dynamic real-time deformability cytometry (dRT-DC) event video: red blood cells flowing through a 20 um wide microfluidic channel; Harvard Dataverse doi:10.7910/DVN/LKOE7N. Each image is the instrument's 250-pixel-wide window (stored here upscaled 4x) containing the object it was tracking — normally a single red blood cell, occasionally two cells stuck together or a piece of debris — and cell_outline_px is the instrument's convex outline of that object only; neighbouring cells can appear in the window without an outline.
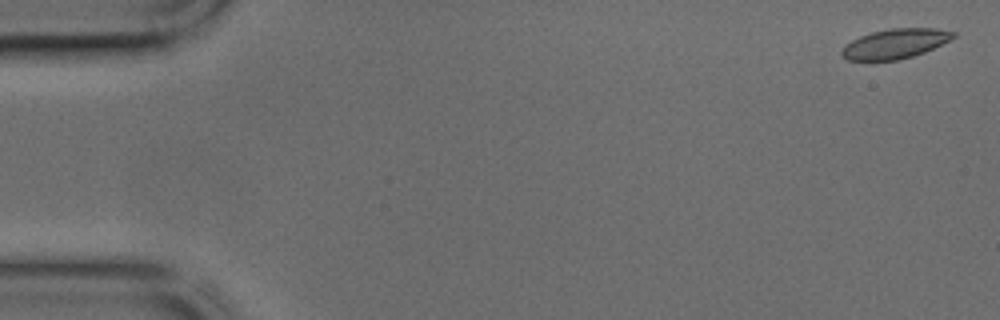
{"species": "common noctule bat (a hibernating species)", "species_latin": "Nyctalus noctula", "temperature_condition": "cold", "stored_images_in_passage": 44, "camera_frame_rate_fps": 3000, "um_per_image_px": 0.085, "animal": {"sex": "male", "body_mass_g": 17.9, "forearm_length_mm": 54.2}, "frame": {"image": 1, "passage_image": 1, "time_ms": 0.0, "image_size_px": [1000, 320], "cell_outline_px": [[956, 36], [952, 40], [924, 52], [912, 56], [896, 60], [848, 60], [840, 52], [844, 44], [860, 36], [872, 32], [892, 28], [936, 28], [956, 32]], "centroid_in_image_um": [76.11, 3.7], "position_along_channel_um": 8.9, "area_um2": 19.31}}
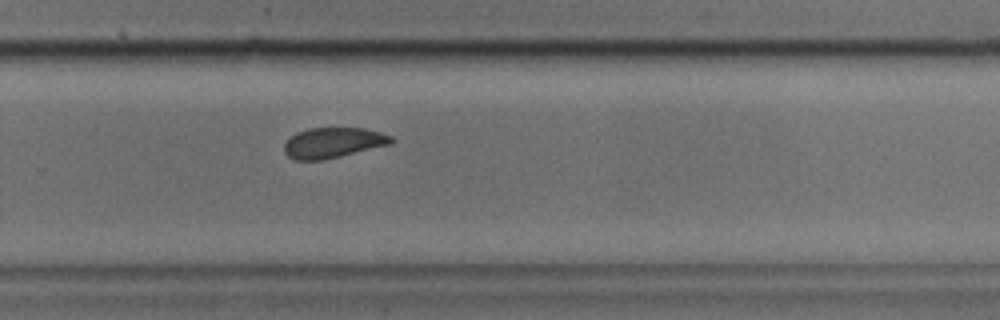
{"frame": {"image": 2, "passage_image": 29, "time_ms": 9.333, "image_size_px": [1000, 320], "cell_outline_px": [[396, 140], [392, 144], [340, 156], [320, 160], [296, 160], [288, 156], [284, 152], [284, 144], [296, 132], [308, 128], [364, 128], [380, 132], [392, 136]], "centroid_in_image_um": [28.34, 12.12], "position_along_channel_um": 301.5, "area_um2": 18.96}}
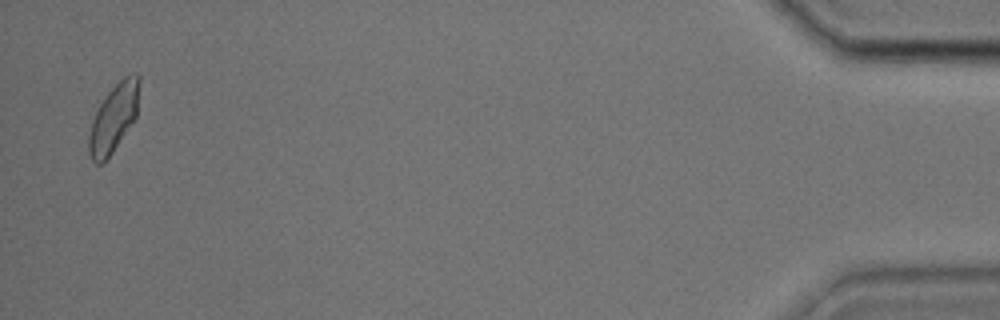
{"frame": {"image": 3, "passage_image": 43, "time_ms": 14.0, "image_size_px": [1000, 320], "cell_outline_px": [[140, 84], [136, 116], [112, 152], [100, 164], [96, 164], [92, 160], [88, 152], [88, 136], [92, 120], [100, 104], [108, 92], [124, 76], [140, 76]], "centroid_in_image_um": [9.64, 10.04], "position_along_channel_um": 425.6, "area_um2": 19.42}}